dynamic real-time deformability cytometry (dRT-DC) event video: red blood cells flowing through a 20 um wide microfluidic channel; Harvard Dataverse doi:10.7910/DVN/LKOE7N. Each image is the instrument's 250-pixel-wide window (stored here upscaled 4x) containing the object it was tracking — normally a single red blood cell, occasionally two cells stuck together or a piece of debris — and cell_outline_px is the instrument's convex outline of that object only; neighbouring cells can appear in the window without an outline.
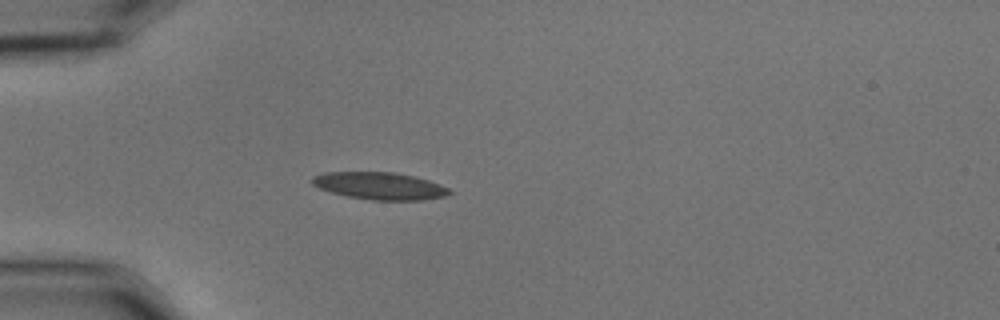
{"species": "common noctule bat (a hibernating species)", "species_latin": "Nyctalus noctula", "temperature_condition": "cold", "stored_images_in_passage": 40, "camera_frame_rate_fps": 3000, "um_per_image_px": 0.085, "animal": {"sex": "male", "body_mass_g": 15.6}, "frame": {"image": 1, "passage_image": 1, "time_ms": 0.0, "image_size_px": [1000, 320], "cell_outline_px": [[452, 192], [444, 196], [420, 200], [372, 200], [348, 196], [332, 192], [320, 188], [312, 184], [312, 176], [324, 172], [396, 172], [428, 180], [440, 184], [448, 188]], "centroid_in_image_um": [32.26, 15.79], "position_along_channel_um": 52.7, "area_um2": 21.62}}
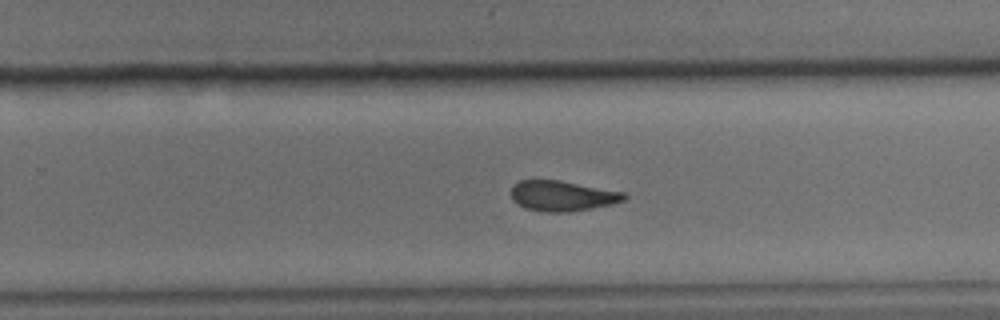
{"frame": {"image": 2, "passage_image": 21, "time_ms": 6.667, "image_size_px": [1000, 320], "cell_outline_px": [[628, 196], [624, 200], [612, 204], [592, 208], [568, 212], [544, 212], [524, 208], [512, 200], [512, 184], [520, 180], [560, 180], [624, 192]], "centroid_in_image_um": [47.78, 16.65], "position_along_channel_um": 282.0, "area_um2": 20.06}}
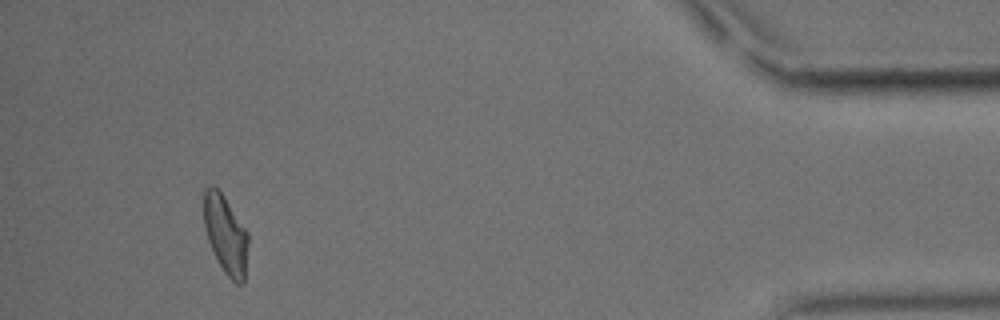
{"frame": {"image": 3, "passage_image": 37, "time_ms": 12.0, "image_size_px": [1000, 320], "cell_outline_px": [[248, 244], [244, 284], [236, 284], [224, 272], [216, 260], [208, 240], [204, 228], [204, 188], [208, 184], [212, 184], [224, 196], [248, 232]], "centroid_in_image_um": [19.17, 19.94], "position_along_channel_um": 416.0, "area_um2": 20.46}, "authors_computed_cell_mechanics": {"area_um2": 20.8658, "velocity_mm_per_s": 3.6155, "shape_relaxation_time_tau1_ms": 6.7654, "shape_relaxation_time_tau2_ms": 3.4105, "deformation_change_tau1": 0.1953, "deformation_change_tau2": 0.1112}}